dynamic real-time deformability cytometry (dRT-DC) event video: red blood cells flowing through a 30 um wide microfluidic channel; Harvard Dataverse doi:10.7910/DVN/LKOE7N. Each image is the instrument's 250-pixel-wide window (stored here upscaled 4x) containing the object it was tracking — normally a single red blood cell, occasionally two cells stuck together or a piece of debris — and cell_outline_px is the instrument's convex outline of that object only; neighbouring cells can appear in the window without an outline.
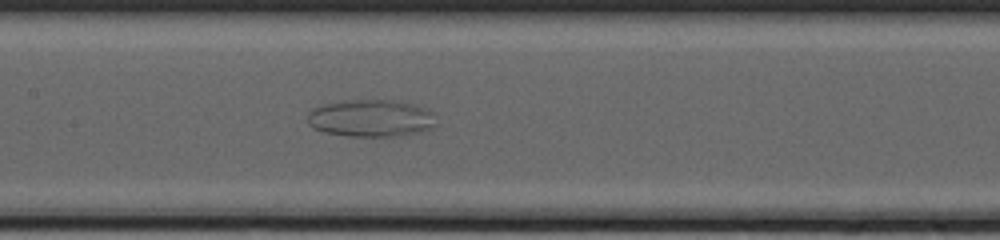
{"species": "common noctule bat (a hibernating species)", "species_latin": "Nyctalus noctula", "temperature_condition": "cold", "stored_images_in_passage": 53, "camera_frame_rate_fps": 3000, "um_per_image_px": 0.085, "animal": {"sex": "female", "body_mass_g": 20.0, "forearm_length_mm": 54.0}, "frame": {"image": 1, "passage_image": 28, "time_ms": 9.0, "image_size_px": [1000, 240], "cell_outline_px": [[432, 128], [416, 132], [392, 136], [348, 136], [324, 132], [312, 128], [308, 124], [308, 112], [312, 108], [320, 104], [352, 100], [388, 100], [412, 104], [424, 108], [432, 112]], "centroid_in_image_um": [31.42, 10.04], "position_along_channel_um": 176.0, "area_um2": 27.51}}
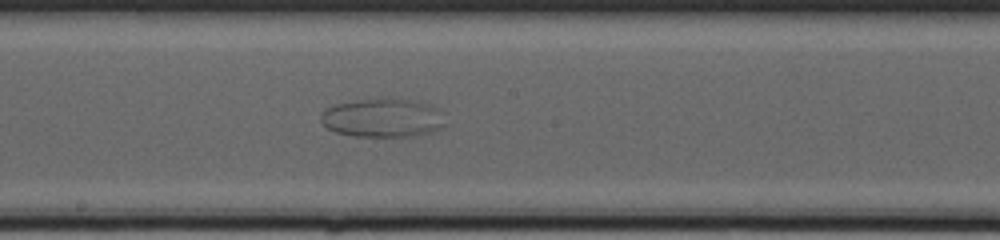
{"frame": {"image": 2, "passage_image": 31, "time_ms": 10.0, "image_size_px": [1000, 240], "cell_outline_px": [[444, 124], [440, 128], [428, 132], [412, 136], [356, 136], [336, 132], [328, 128], [320, 120], [320, 116], [328, 108], [336, 104], [356, 100], [380, 96], [388, 96], [428, 104], [436, 108]], "centroid_in_image_um": [32.48, 9.99], "position_along_channel_um": 215.7, "area_um2": 27.86}}
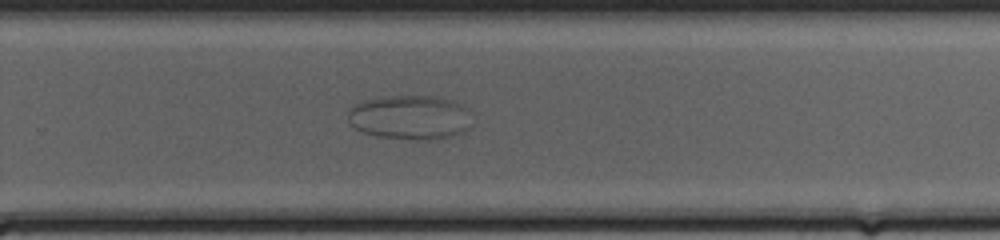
{"frame": {"image": 3, "passage_image": 37, "time_ms": 12.0, "image_size_px": [1000, 240], "cell_outline_px": [[472, 128], [464, 132], [452, 136], [436, 140], [416, 140], [376, 136], [360, 132], [348, 120], [348, 108], [364, 100], [380, 96], [432, 96], [452, 100], [468, 108]], "centroid_in_image_um": [34.87, 9.99], "position_along_channel_um": 294.9, "area_um2": 32.6}}